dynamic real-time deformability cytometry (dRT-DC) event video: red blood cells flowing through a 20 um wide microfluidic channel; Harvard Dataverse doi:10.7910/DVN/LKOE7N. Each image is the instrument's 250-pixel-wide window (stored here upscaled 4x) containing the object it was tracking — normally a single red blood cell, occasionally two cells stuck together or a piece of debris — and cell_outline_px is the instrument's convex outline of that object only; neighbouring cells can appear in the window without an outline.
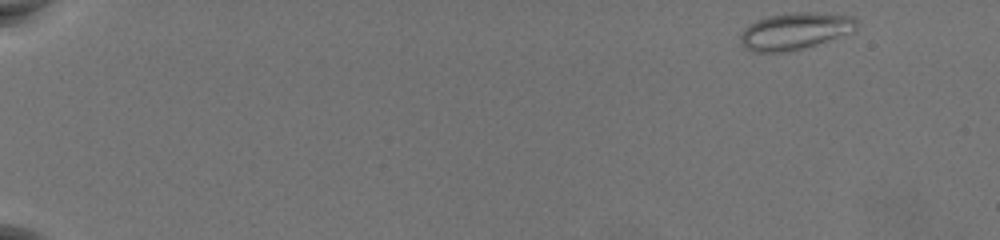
{"species": "common noctule bat (a hibernating species)", "species_latin": "Nyctalus noctula", "temperature_condition": "warm", "stored_images_in_passage": 56, "camera_frame_rate_fps": 3000, "um_per_image_px": 0.085, "animal": {"sex": "female", "body_mass_g": 19.5, "forearm_length_mm": 54.1}, "frame": {"image": 1, "passage_image": 2, "time_ms": 0.333, "image_size_px": [1000, 240], "cell_outline_px": [[856, 28], [852, 32], [804, 48], [788, 52], [752, 52], [744, 48], [740, 40], [740, 32], [744, 28], [756, 20], [768, 16], [796, 12], [816, 12], [852, 16], [856, 20]], "centroid_in_image_um": [67.53, 2.65], "position_along_channel_um": 17.5, "area_um2": 24.97}}
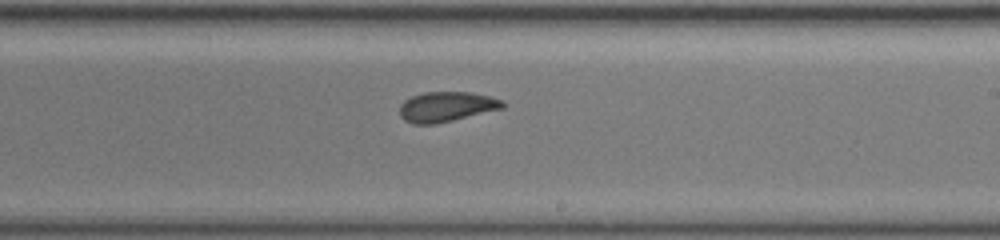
{"frame": {"image": 2, "passage_image": 35, "time_ms": 11.333, "image_size_px": [1000, 240], "cell_outline_px": [[504, 108], [436, 124], [412, 124], [404, 120], [400, 116], [400, 104], [404, 100], [412, 96], [424, 92], [472, 92], [504, 100]], "centroid_in_image_um": [37.93, 9.07], "position_along_channel_um": 251.1, "area_um2": 18.09}}
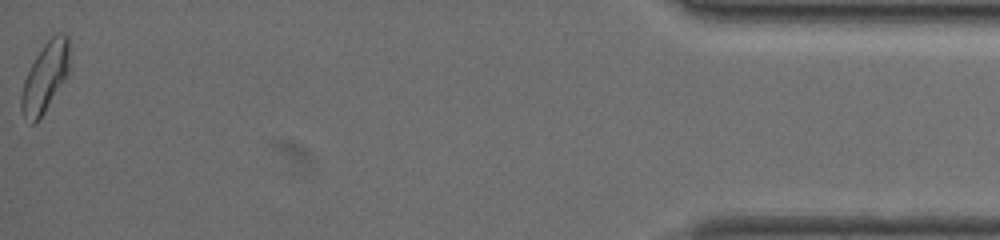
{"frame": {"image": 3, "passage_image": 56, "time_ms": 18.333, "image_size_px": [1000, 240], "cell_outline_px": [[68, 76], [36, 124], [32, 124], [24, 116], [20, 108], [20, 96], [24, 80], [36, 56], [44, 44], [56, 32], [64, 32], [68, 36]], "centroid_in_image_um": [3.83, 6.57], "position_along_channel_um": 431.4, "area_um2": 19.42}, "authors_computed_cell_mechanics": {"area_um2": 18.7561, "velocity_mm_per_s": 3.6922, "shape_relaxation_time_tau1_ms": null, "shape_relaxation_time_tau2_ms": 1.9309, "deformation_change_tau1": null, "deformation_change_tau2": 0.0809}}